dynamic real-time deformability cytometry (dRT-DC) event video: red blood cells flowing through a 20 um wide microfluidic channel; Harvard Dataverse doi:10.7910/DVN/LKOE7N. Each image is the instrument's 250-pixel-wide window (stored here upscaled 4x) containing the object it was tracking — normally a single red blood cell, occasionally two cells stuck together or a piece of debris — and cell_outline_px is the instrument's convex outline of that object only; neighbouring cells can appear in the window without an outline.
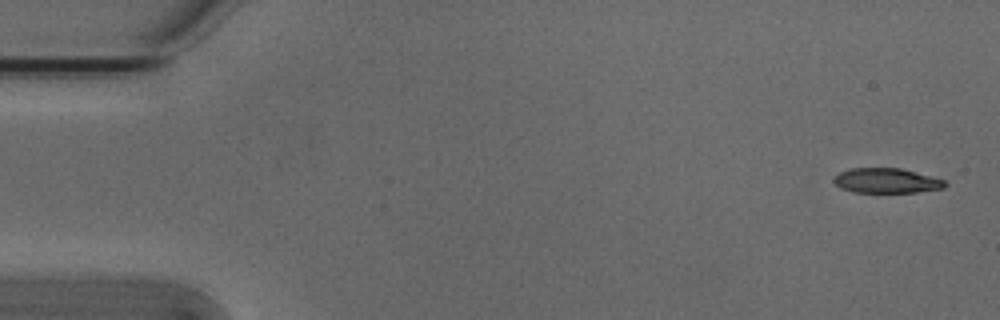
{"species": "Egyptian fruit bat (a non-hibernating species)", "species_latin": "Rousettus aegyptiacus", "temperature_condition": "cold", "stored_images_in_passage": 8, "camera_frame_rate_fps": 3000, "um_per_image_px": 0.085, "animal": {"sex": "male"}, "frame": {"image": 1, "passage_image": 1, "time_ms": 0.0, "image_size_px": [1000, 320], "cell_outline_px": [[948, 184], [944, 188], [916, 192], [852, 192], [840, 188], [832, 180], [840, 172], [852, 168], [900, 168], [944, 180]], "centroid_in_image_um": [75.34, 15.36], "position_along_channel_um": 9.7, "area_um2": 15.95}}
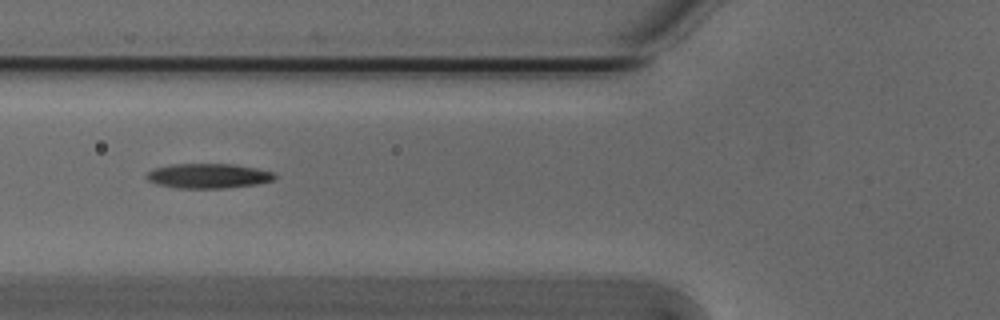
{"frame": {"image": 2, "passage_image": 6, "time_ms": 1.667, "image_size_px": [1000, 320], "cell_outline_px": [[276, 176], [272, 180], [256, 184], [224, 188], [180, 188], [156, 184], [148, 180], [144, 176], [148, 172], [156, 168], [172, 164], [232, 164], [256, 168], [272, 172]], "centroid_in_image_um": [17.67, 14.95], "position_along_channel_um": 108.1, "area_um2": 18.26}}
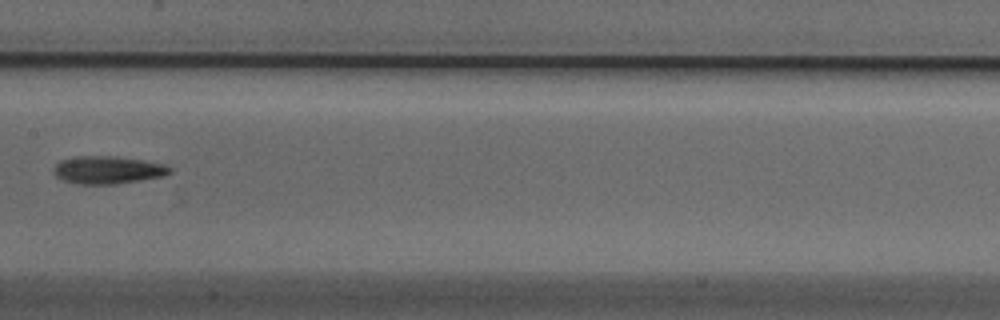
{"frame": {"image": 3, "passage_image": 8, "time_ms": 2.333, "image_size_px": [1000, 320], "cell_outline_px": [[172, 172], [164, 176], [116, 184], [80, 184], [64, 180], [56, 176], [52, 172], [52, 168], [60, 160], [76, 156], [116, 156], [144, 160], [164, 164], [172, 168]], "centroid_in_image_um": [9.16, 14.44], "position_along_channel_um": 198.2, "area_um2": 18.9}}